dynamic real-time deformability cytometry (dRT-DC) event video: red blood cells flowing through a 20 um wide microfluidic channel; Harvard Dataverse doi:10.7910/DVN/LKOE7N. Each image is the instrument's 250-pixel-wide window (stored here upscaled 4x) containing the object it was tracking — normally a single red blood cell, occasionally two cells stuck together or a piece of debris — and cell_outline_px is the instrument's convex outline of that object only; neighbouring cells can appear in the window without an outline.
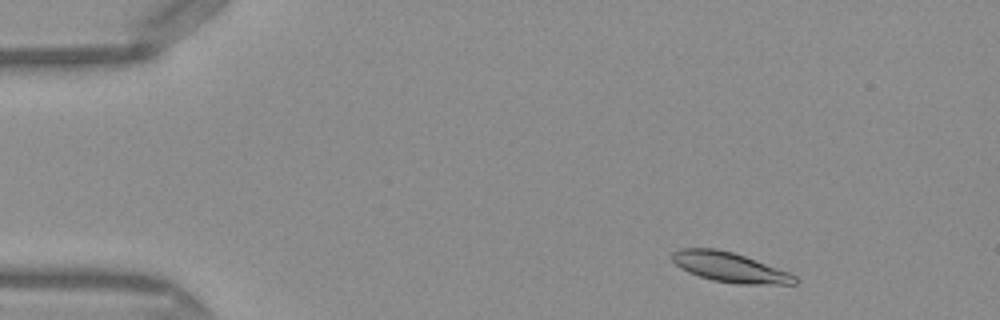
{"species": "Egyptian fruit bat (a non-hibernating species)", "species_latin": "Rousettus aegyptiacus", "temperature_condition": "warm", "stored_images_in_passage": 12, "camera_frame_rate_fps": 3000, "um_per_image_px": 0.085, "frame": {"image": 1, "passage_image": 4, "time_ms": 1.0, "image_size_px": [1000, 320], "cell_outline_px": [[796, 284], [736, 284], [712, 280], [688, 272], [680, 268], [672, 260], [672, 252], [680, 248], [716, 248], [732, 252], [744, 256], [788, 272], [796, 276]], "centroid_in_image_um": [61.99, 22.71], "position_along_channel_um": 23.0, "area_um2": 21.1}}
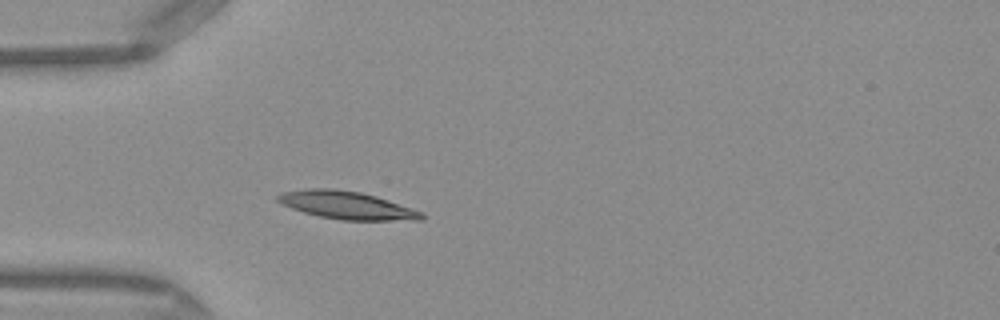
{"frame": {"image": 2, "passage_image": 12, "time_ms": 3.667, "image_size_px": [1000, 320], "cell_outline_px": [[424, 220], [340, 220], [320, 216], [304, 212], [292, 208], [276, 200], [276, 196], [284, 192], [304, 188], [332, 188], [360, 192], [376, 196], [424, 212]], "centroid_in_image_um": [29.5, 17.44], "position_along_channel_um": 55.5, "area_um2": 23.24}}